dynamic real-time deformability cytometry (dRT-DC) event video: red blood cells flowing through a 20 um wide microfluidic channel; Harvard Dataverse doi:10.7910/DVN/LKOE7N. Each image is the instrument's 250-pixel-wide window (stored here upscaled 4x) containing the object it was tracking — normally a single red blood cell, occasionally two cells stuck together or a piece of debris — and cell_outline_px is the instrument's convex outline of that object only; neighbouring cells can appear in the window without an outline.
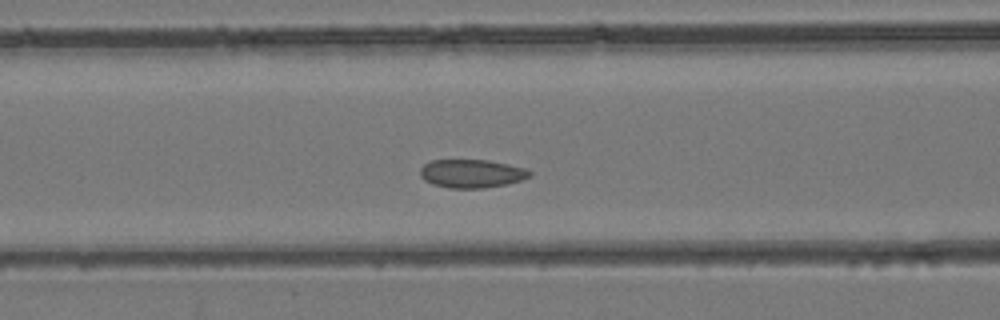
{"species": "common noctule bat (a hibernating species)", "species_latin": "Nyctalus noctula", "temperature_condition": "room temperature", "stored_images_in_passage": 41, "camera_frame_rate_fps": 3000, "um_per_image_px": 0.085, "animal": {"sex": "female", "body_mass_g": 24.6, "forearm_length_mm": 56.2}, "frame": {"image": 1, "passage_image": 15, "time_ms": 4.667, "image_size_px": [1000, 320], "cell_outline_px": [[532, 176], [508, 184], [480, 188], [448, 188], [432, 184], [424, 180], [420, 176], [420, 168], [424, 164], [432, 160], [488, 160], [528, 168], [532, 172]], "centroid_in_image_um": [40.1, 14.75], "position_along_channel_um": 126.5, "area_um2": 18.26}}
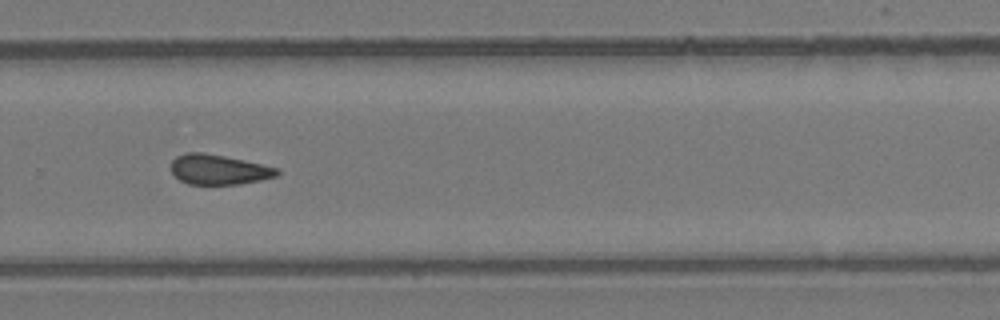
{"frame": {"image": 2, "passage_image": 27, "time_ms": 8.667, "image_size_px": [1000, 320], "cell_outline_px": [[280, 172], [276, 176], [260, 180], [240, 184], [188, 184], [180, 180], [172, 172], [172, 160], [176, 156], [184, 152], [204, 152], [244, 160], [276, 168]], "centroid_in_image_um": [18.56, 14.4], "position_along_channel_um": 311.2, "area_um2": 18.38}}
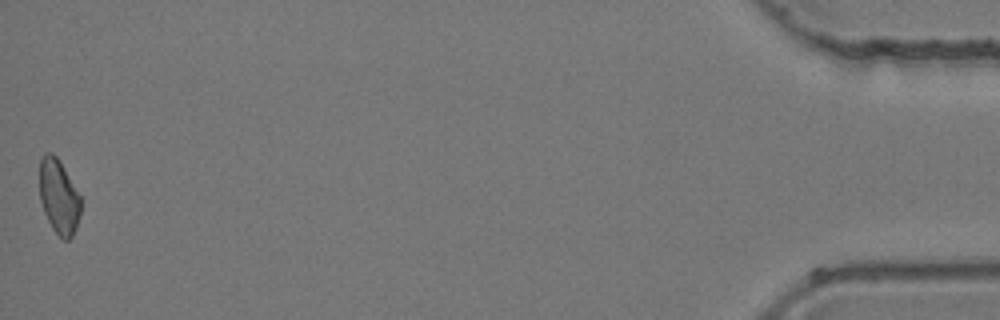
{"frame": {"image": 3, "passage_image": 41, "time_ms": 13.333, "image_size_px": [1000, 320], "cell_outline_px": [[80, 212], [76, 228], [72, 236], [68, 240], [64, 240], [52, 228], [44, 212], [40, 200], [40, 160], [44, 152], [52, 152], [60, 160], [80, 196]], "centroid_in_image_um": [4.99, 16.69], "position_along_channel_um": 430.2, "area_um2": 17.8}}